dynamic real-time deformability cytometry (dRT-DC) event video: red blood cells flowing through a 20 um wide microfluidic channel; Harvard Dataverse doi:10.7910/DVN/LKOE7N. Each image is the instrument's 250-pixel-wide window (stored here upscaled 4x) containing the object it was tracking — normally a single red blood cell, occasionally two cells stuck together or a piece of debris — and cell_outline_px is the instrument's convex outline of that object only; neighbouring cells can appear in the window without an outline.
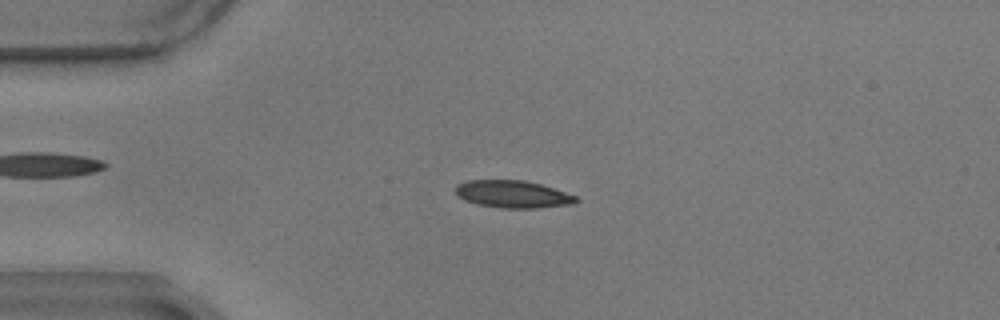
{"species": "common noctule bat (a hibernating species)", "species_latin": "Nyctalus noctula", "temperature_condition": "warm", "stored_images_in_passage": 57, "camera_frame_rate_fps": 3000, "um_per_image_px": 0.085, "animal": {"sex": "male", "body_mass_g": 17.9}, "frame": {"image": 1, "passage_image": 13, "time_ms": 4.0, "image_size_px": [1000, 320], "cell_outline_px": [[580, 200], [576, 204], [536, 208], [504, 208], [476, 204], [464, 200], [456, 196], [456, 184], [468, 180], [524, 180], [540, 184], [576, 196]], "centroid_in_image_um": [43.58, 16.51], "position_along_channel_um": 41.4, "area_um2": 19.31}}
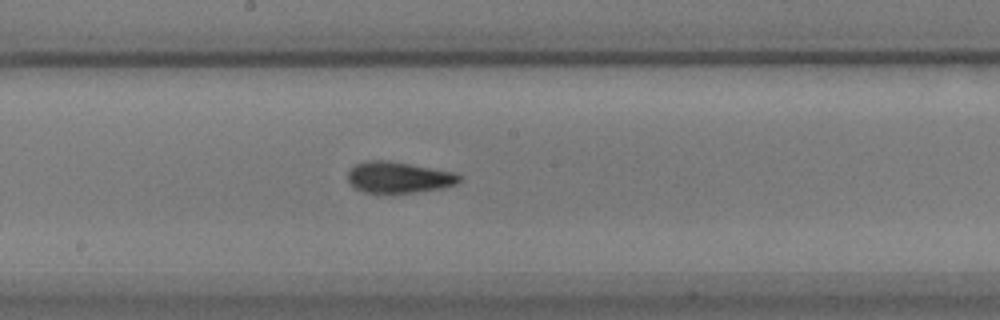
{"frame": {"image": 2, "passage_image": 30, "time_ms": 9.667, "image_size_px": [1000, 320], "cell_outline_px": [[460, 180], [456, 184], [440, 188], [392, 196], [364, 192], [356, 188], [348, 180], [348, 168], [364, 160], [388, 160], [452, 172], [460, 176]], "centroid_in_image_um": [33.81, 15.11], "position_along_channel_um": 214.4, "area_um2": 20.69}}
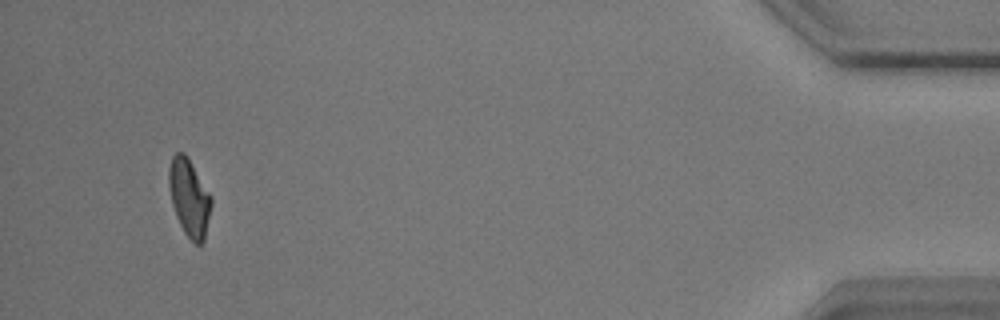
{"frame": {"image": 3, "passage_image": 54, "time_ms": 17.667, "image_size_px": [1000, 320], "cell_outline_px": [[212, 204], [204, 240], [200, 244], [196, 244], [184, 232], [176, 216], [172, 204], [168, 184], [168, 168], [172, 156], [176, 152], [184, 152], [188, 156], [212, 196]], "centroid_in_image_um": [16.08, 16.75], "position_along_channel_um": 419.1, "area_um2": 19.25}, "authors_computed_cell_mechanics": {"area_um2": 19.3052, "velocity_mm_per_s": 3.477, "shape_relaxation_time_tau1_ms": 3.8511, "shape_relaxation_time_tau2_ms": 2.0449, "deformation_change_tau1": 0.1641, "deformation_change_tau2": 0.0989}}